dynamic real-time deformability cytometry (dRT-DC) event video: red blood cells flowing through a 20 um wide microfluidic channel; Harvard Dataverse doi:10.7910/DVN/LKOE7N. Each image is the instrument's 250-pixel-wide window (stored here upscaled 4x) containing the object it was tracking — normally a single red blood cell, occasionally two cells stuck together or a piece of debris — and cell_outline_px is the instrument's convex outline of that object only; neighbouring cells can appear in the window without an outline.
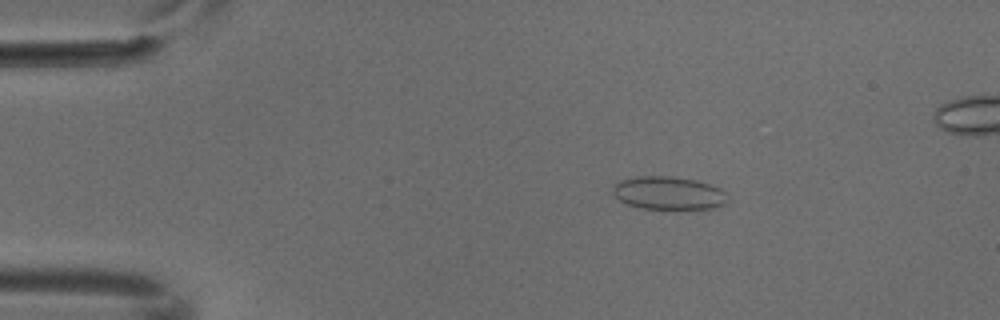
{"species": "common noctule bat (a hibernating species)", "species_latin": "Nyctalus noctula", "temperature_condition": "cold", "stored_images_in_passage": 6, "camera_frame_rate_fps": 3000, "um_per_image_px": 0.085, "animal": {"sex": "male", "body_mass_g": 18.8}, "frame": {"image": 1, "passage_image": 3, "time_ms": 0.667, "image_size_px": [1000, 320], "cell_outline_px": [[728, 200], [724, 204], [716, 208], [644, 208], [628, 204], [620, 200], [612, 192], [612, 188], [620, 180], [640, 176], [668, 176], [696, 180], [720, 188], [724, 192]], "centroid_in_image_um": [56.83, 16.4], "position_along_channel_um": 28.2, "area_um2": 21.73}}
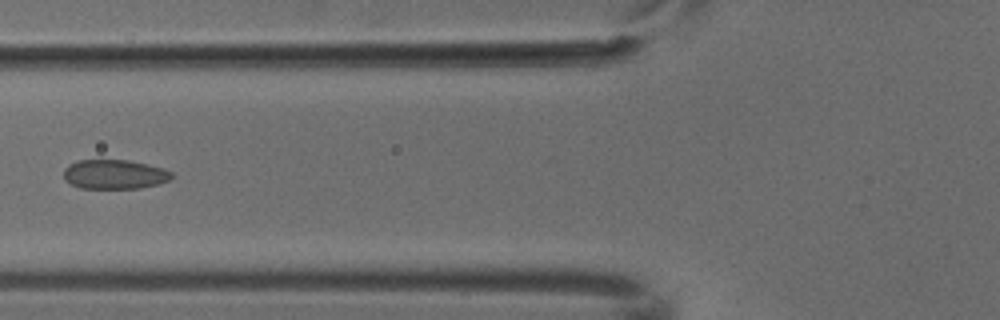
{"frame": {"image": 2, "passage_image": 6, "time_ms": 1.667, "image_size_px": [1000, 320], "cell_outline_px": [[172, 176], [168, 180], [156, 184], [140, 188], [80, 188], [64, 180], [64, 168], [68, 164], [76, 160], [128, 160], [148, 164], [164, 168], [172, 172]], "centroid_in_image_um": [9.7, 14.81], "position_along_channel_um": 116.1, "area_um2": 18.5}}